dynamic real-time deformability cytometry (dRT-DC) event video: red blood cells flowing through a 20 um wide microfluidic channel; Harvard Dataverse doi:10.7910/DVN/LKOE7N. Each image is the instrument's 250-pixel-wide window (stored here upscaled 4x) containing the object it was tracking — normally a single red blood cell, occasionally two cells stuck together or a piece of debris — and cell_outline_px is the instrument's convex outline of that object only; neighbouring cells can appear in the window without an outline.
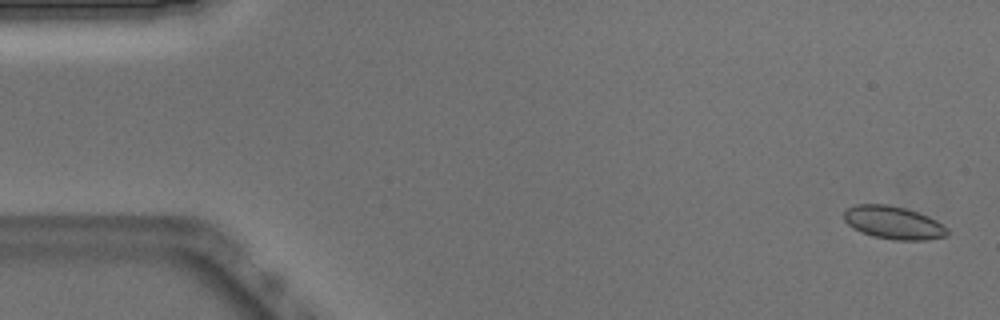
{"species": "Egyptian fruit bat (a non-hibernating species)", "species_latin": "Rousettus aegyptiacus", "temperature_condition": "warm", "stored_images_in_passage": 52, "camera_frame_rate_fps": 3000, "um_per_image_px": 0.085, "animal": {"sex": "male"}, "frame": {"image": 1, "passage_image": 2, "time_ms": 0.333, "image_size_px": [1000, 320], "cell_outline_px": [[948, 236], [928, 240], [892, 240], [872, 236], [860, 232], [852, 228], [844, 220], [844, 212], [848, 208], [856, 204], [888, 204], [904, 208], [928, 216], [944, 224], [948, 228]], "centroid_in_image_um": [75.95, 18.94], "position_along_channel_um": 9.0, "area_um2": 20.06}}
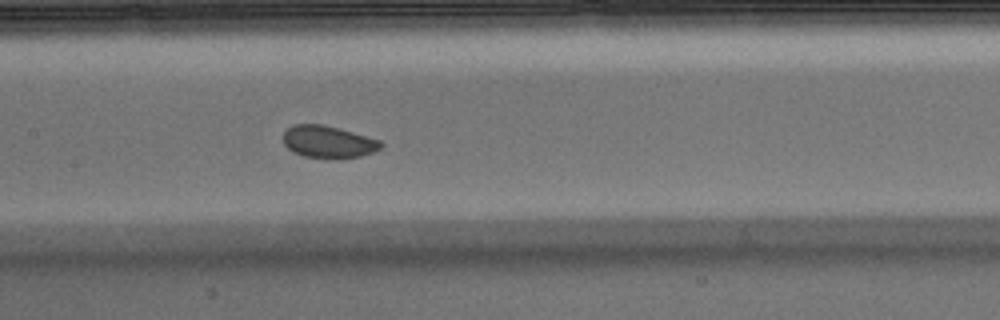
{"frame": {"image": 2, "passage_image": 25, "time_ms": 8.0, "image_size_px": [1000, 320], "cell_outline_px": [[384, 144], [380, 148], [372, 152], [360, 156], [328, 160], [304, 156], [292, 152], [284, 144], [284, 132], [292, 124], [324, 124], [340, 128], [380, 140]], "centroid_in_image_um": [27.89, 12.06], "position_along_channel_um": 179.5, "area_um2": 18.61}}
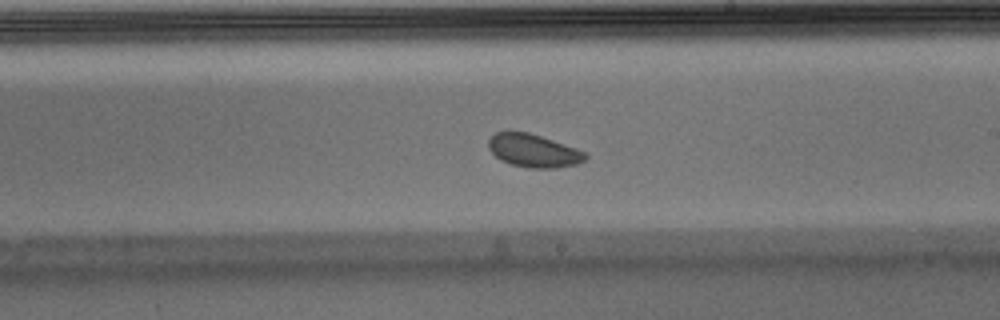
{"frame": {"image": 3, "passage_image": 30, "time_ms": 9.667, "image_size_px": [1000, 320], "cell_outline_px": [[588, 156], [584, 160], [576, 164], [556, 168], [528, 168], [512, 164], [500, 160], [488, 148], [488, 140], [496, 132], [528, 132], [588, 152]], "centroid_in_image_um": [45.36, 12.82], "position_along_channel_um": 243.6, "area_um2": 18.55}}